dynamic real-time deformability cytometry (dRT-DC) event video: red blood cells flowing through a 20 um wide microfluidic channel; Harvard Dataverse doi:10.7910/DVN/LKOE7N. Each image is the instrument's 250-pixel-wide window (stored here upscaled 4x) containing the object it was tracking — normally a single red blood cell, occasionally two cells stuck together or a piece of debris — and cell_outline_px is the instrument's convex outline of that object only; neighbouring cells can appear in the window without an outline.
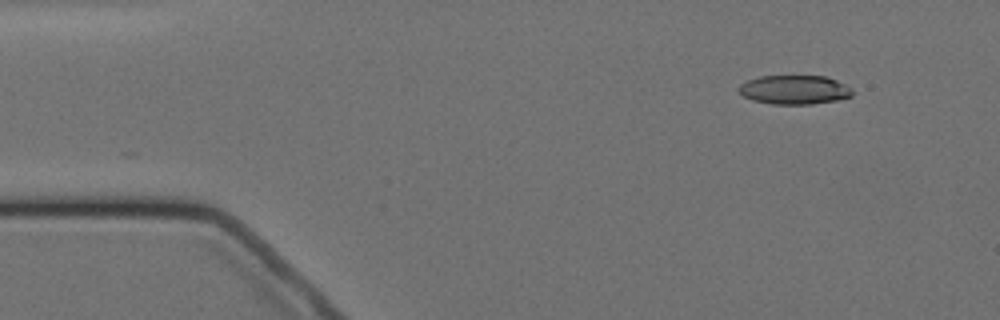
{"species": "Egyptian fruit bat (a non-hibernating species)", "species_latin": "Rousettus aegyptiacus", "temperature_condition": "cold", "stored_images_in_passage": 5, "camera_frame_rate_fps": 3000, "um_per_image_px": 0.085, "animal": {"sex": "female"}, "frame": {"image": 1, "passage_image": 1, "time_ms": 0.0, "image_size_px": [1000, 320], "cell_outline_px": [[852, 96], [836, 100], [812, 104], [772, 104], [752, 100], [744, 96], [736, 88], [740, 84], [748, 80], [760, 76], [828, 76], [852, 88]], "centroid_in_image_um": [67.52, 7.62], "position_along_channel_um": 17.5, "area_um2": 19.25}}
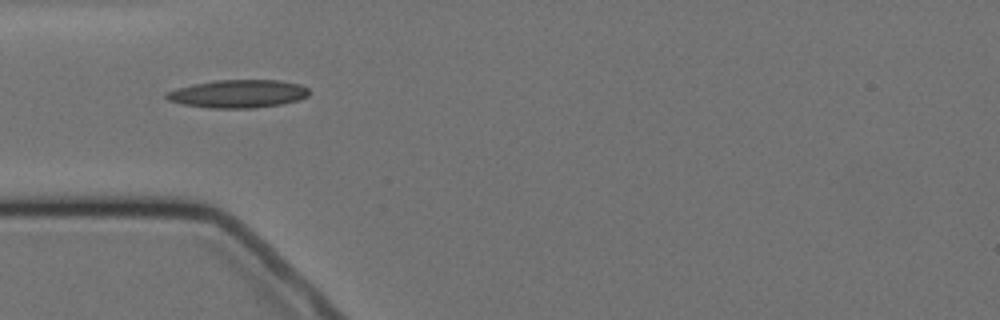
{"frame": {"image": 2, "passage_image": 4, "time_ms": 3.667, "image_size_px": [1000, 320], "cell_outline_px": [[308, 96], [300, 100], [280, 104], [256, 108], [208, 108], [184, 104], [168, 100], [164, 96], [164, 92], [176, 88], [192, 84], [216, 80], [280, 80], [300, 84], [308, 88]], "centroid_in_image_um": [20.22, 7.97], "position_along_channel_um": 64.8, "area_um2": 23.47}}
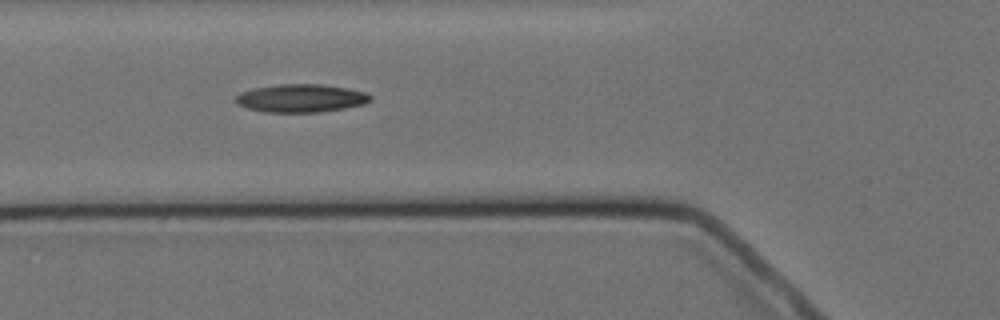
{"frame": {"image": 3, "passage_image": 5, "time_ms": 4.667, "image_size_px": [1000, 320], "cell_outline_px": [[372, 100], [364, 104], [344, 108], [320, 112], [264, 112], [248, 108], [240, 104], [236, 100], [236, 96], [244, 92], [256, 88], [280, 84], [320, 84], [344, 88], [364, 92], [372, 96]], "centroid_in_image_um": [25.63, 8.35], "position_along_channel_um": 100.2, "area_um2": 21.62}}